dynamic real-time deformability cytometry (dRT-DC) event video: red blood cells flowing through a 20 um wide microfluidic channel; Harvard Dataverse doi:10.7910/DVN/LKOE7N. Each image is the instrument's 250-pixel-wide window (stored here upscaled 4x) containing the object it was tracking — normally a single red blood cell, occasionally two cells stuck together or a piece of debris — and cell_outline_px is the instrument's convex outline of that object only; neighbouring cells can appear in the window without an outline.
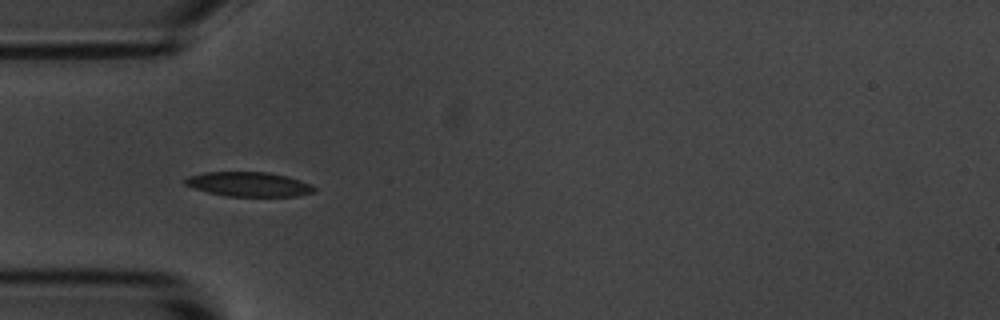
{"species": "common noctule bat (a hibernating species)", "species_latin": "Nyctalus noctula", "temperature_condition": "room temperature", "stored_images_in_passage": 5, "camera_frame_rate_fps": 3000, "um_per_image_px": 0.085, "animal": {"sex": "male", "body_mass_g": 20.1, "forearm_length_mm": 53.5}, "frame": {"image": 1, "passage_image": 4, "time_ms": 1.0, "image_size_px": [1000, 320], "cell_outline_px": [[316, 192], [296, 196], [224, 196], [192, 188], [184, 184], [184, 180], [188, 176], [204, 172], [268, 172], [288, 176], [300, 180], [316, 188]], "centroid_in_image_um": [21.13, 15.66], "position_along_channel_um": 63.9, "area_um2": 18.5}}